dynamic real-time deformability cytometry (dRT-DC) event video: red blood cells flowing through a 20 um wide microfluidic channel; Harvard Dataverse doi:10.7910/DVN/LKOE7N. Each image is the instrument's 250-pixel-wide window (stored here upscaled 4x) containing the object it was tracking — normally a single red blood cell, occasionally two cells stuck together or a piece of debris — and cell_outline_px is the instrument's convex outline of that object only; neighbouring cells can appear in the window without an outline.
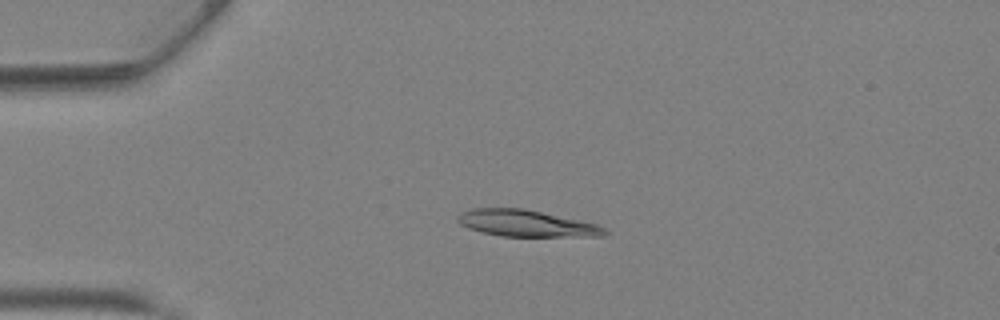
{"species": "Egyptian fruit bat (a non-hibernating species)", "species_latin": "Rousettus aegyptiacus", "temperature_condition": "warm", "stored_images_in_passage": 42, "camera_frame_rate_fps": 3000, "um_per_image_px": 0.085, "animal": {"sex": "female"}, "frame": {"image": 1, "passage_image": 10, "time_ms": 3.0, "image_size_px": [1000, 320], "cell_outline_px": [[608, 232], [604, 236], [500, 236], [468, 228], [460, 224], [456, 220], [456, 216], [460, 212], [472, 208], [524, 208], [596, 224], [604, 228]], "centroid_in_image_um": [44.67, 18.98], "position_along_channel_um": 40.3, "area_um2": 22.6}}
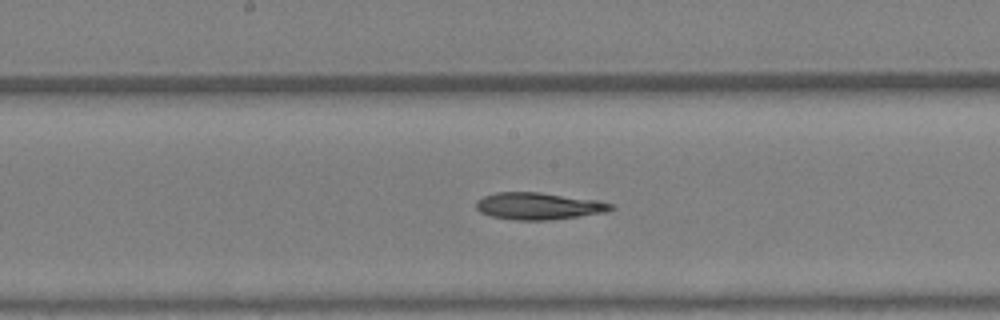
{"frame": {"image": 2, "passage_image": 22, "time_ms": 7.0, "image_size_px": [1000, 320], "cell_outline_px": [[616, 208], [608, 212], [548, 220], [516, 220], [492, 216], [480, 212], [476, 208], [476, 200], [484, 196], [496, 192], [540, 192], [600, 200], [612, 204]], "centroid_in_image_um": [45.81, 17.5], "position_along_channel_um": 202.4, "area_um2": 21.33}}
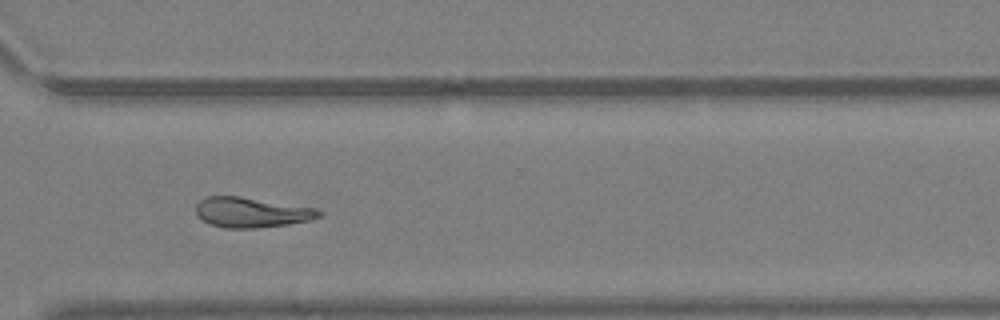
{"frame": {"image": 3, "passage_image": 31, "time_ms": 10.0, "image_size_px": [1000, 320], "cell_outline_px": [[324, 212], [320, 216], [312, 220], [288, 224], [256, 228], [224, 228], [212, 224], [204, 220], [196, 212], [196, 204], [200, 200], [208, 196], [240, 196], [316, 208]], "centroid_in_image_um": [21.42, 18.05], "position_along_channel_um": 349.2, "area_um2": 21.5}, "authors_computed_cell_mechanics": {"area_um2": 22.1085, "velocity_mm_per_s": 4.892, "shape_relaxation_time_tau1_ms": 5.6575, "shape_relaxation_time_tau2_ms": 8.6441, "deformation_change_tau1": 0.1593, "deformation_change_tau2": 0.1907}}